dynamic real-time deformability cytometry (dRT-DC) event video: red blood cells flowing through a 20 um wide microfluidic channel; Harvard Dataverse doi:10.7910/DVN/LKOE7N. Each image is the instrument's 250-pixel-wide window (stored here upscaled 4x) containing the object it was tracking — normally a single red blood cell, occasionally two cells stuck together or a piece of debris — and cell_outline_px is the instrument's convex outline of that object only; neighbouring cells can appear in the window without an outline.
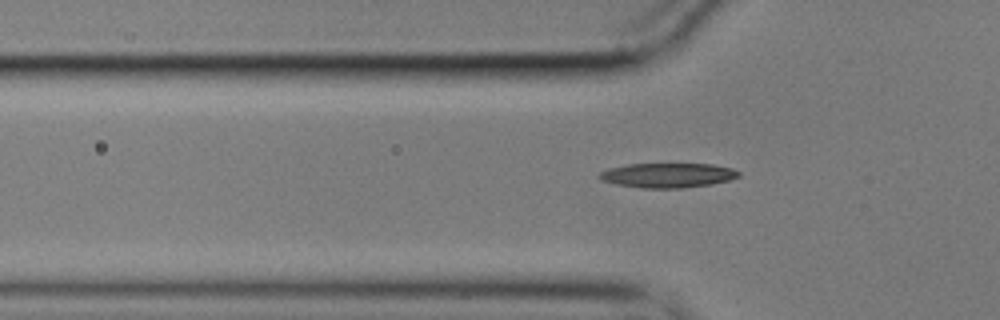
{"species": "common noctule bat (a hibernating species)", "species_latin": "Nyctalus noctula", "temperature_condition": "cold", "stored_images_in_passage": 55, "camera_frame_rate_fps": 3000, "um_per_image_px": 0.085, "animal": {"sex": "male", "body_mass_g": 17.9}, "frame": {"image": 1, "passage_image": 17, "time_ms": 5.333, "image_size_px": [1000, 320], "cell_outline_px": [[740, 176], [728, 180], [712, 184], [680, 188], [640, 188], [616, 184], [600, 180], [596, 176], [600, 172], [608, 168], [628, 164], [712, 164], [732, 168], [740, 172]], "centroid_in_image_um": [56.72, 14.9], "position_along_channel_um": 69.1, "area_um2": 20.06}}
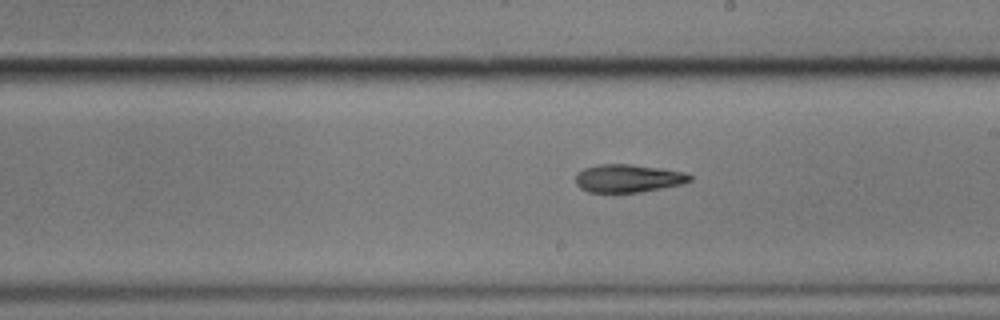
{"frame": {"image": 2, "passage_image": 31, "time_ms": 10.0, "image_size_px": [1000, 320], "cell_outline_px": [[692, 180], [680, 184], [640, 192], [588, 192], [580, 188], [576, 184], [576, 176], [584, 168], [600, 164], [632, 164], [660, 168], [684, 172], [692, 176]], "centroid_in_image_um": [53.38, 15.15], "position_along_channel_um": 235.6, "area_um2": 18.44}}
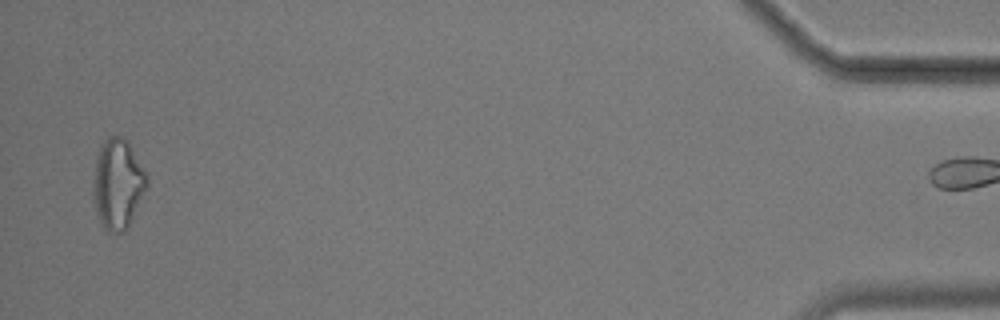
{"frame": {"image": 3, "passage_image": 54, "time_ms": 17.667, "image_size_px": [1000, 320], "cell_outline_px": [[148, 184], [128, 228], [124, 232], [108, 232], [104, 228], [100, 220], [92, 200], [92, 188], [96, 156], [104, 140], [108, 136], [124, 136], [128, 140], [148, 176]], "centroid_in_image_um": [10.0, 15.62], "position_along_channel_um": 425.2, "area_um2": 28.44}, "authors_computed_cell_mechanics": {"area_um2": 19.074, "velocity_mm_per_s": 3.5593, "shape_relaxation_time_tau1_ms": 6.5287, "shape_relaxation_time_tau2_ms": 6.7252, "deformation_change_tau1": 0.164, "deformation_change_tau2": 0.1772}}